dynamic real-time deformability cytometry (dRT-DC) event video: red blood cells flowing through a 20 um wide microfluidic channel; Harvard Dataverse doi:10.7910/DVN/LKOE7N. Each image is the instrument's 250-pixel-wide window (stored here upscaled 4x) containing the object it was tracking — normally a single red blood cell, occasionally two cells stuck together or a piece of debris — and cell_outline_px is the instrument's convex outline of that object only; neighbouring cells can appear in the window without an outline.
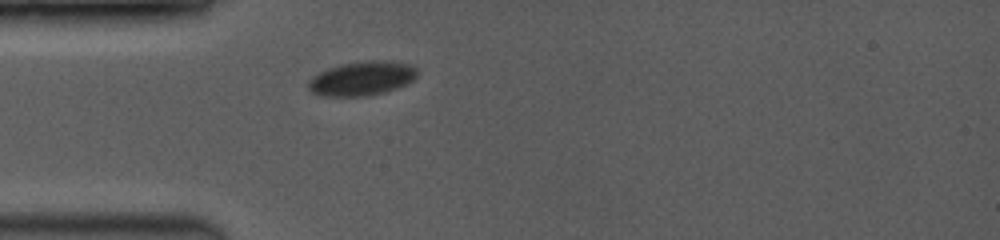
{"species": "common noctule bat (a hibernating species)", "species_latin": "Nyctalus noctula", "temperature_condition": "room temperature", "stored_images_in_passage": 25, "camera_frame_rate_fps": 3500, "um_per_image_px": 0.085, "animal": {"sex": "female", "body_mass_g": 19.0, "forearm_length_mm": 53.3}, "frame": {"image": 1, "passage_image": 1, "time_ms": 0.0, "image_size_px": [1000, 240], "cell_outline_px": [[416, 76], [408, 84], [384, 92], [368, 96], [316, 96], [308, 88], [308, 84], [320, 72], [328, 68], [340, 64], [368, 60], [376, 60], [408, 64], [416, 68]], "centroid_in_image_um": [30.75, 6.68], "position_along_channel_um": 54.2, "area_um2": 21.44}}
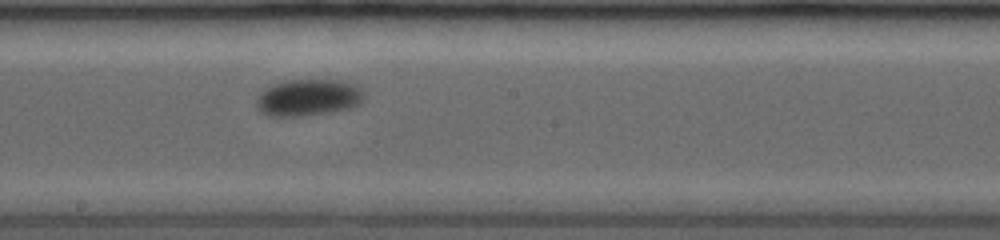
{"frame": {"image": 2, "passage_image": 11, "time_ms": 4.571, "image_size_px": [1000, 240], "cell_outline_px": [[360, 104], [348, 108], [328, 112], [304, 116], [268, 116], [260, 112], [256, 108], [256, 96], [264, 88], [288, 80], [340, 80], [360, 84]], "centroid_in_image_um": [26.14, 8.29], "position_along_channel_um": 222.1, "area_um2": 23.0}}
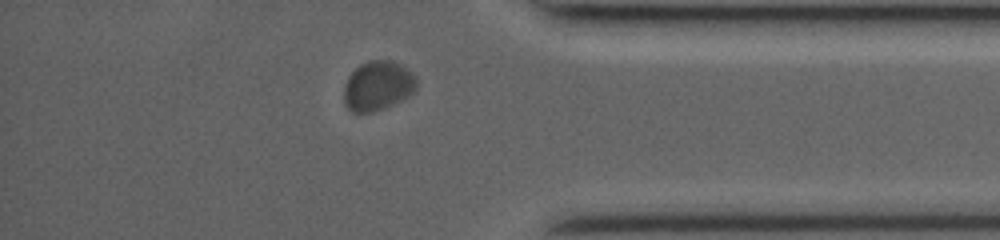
{"frame": {"image": 3, "passage_image": 22, "time_ms": 9.429, "image_size_px": [1000, 240], "cell_outline_px": [[416, 88], [408, 96], [384, 108], [372, 112], [352, 112], [344, 104], [344, 84], [348, 76], [360, 64], [368, 60], [392, 60], [400, 64], [412, 72], [416, 76]], "centroid_in_image_um": [32.09, 7.28], "position_along_channel_um": 403.1, "area_um2": 20.98}, "authors_computed_cell_mechanics": {"area_um2": 22.1952, "velocity_mm_per_s": 3.8067, "shape_relaxation_time_tau1_ms": 1.4466, "shape_relaxation_time_tau2_ms": null, "deformation_change_tau1": 0.046, "deformation_change_tau2": null}}